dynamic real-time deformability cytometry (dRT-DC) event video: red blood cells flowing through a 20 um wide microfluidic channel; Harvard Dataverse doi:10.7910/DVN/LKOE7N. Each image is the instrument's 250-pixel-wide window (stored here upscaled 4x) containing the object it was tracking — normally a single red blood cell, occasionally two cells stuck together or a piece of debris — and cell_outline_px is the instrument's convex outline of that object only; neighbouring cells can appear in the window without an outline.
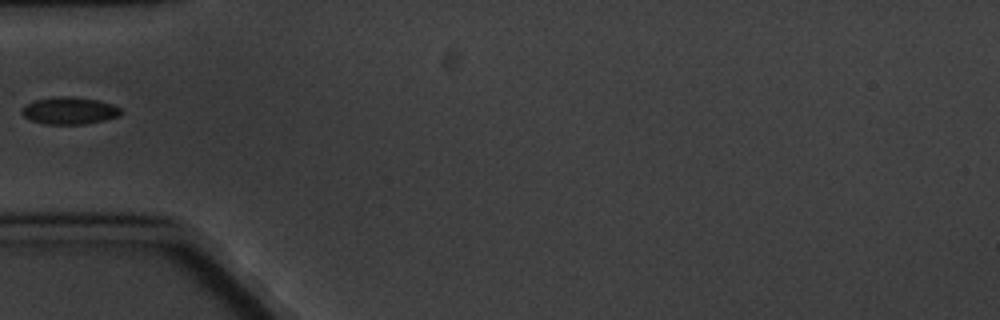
{"species": "common noctule bat (a hibernating species)", "species_latin": "Nyctalus noctula", "temperature_condition": "cold", "stored_images_in_passage": 9, "segment_of_instrument_passage": [2, 2], "camera_frame_rate_fps": 3000, "um_per_image_px": 0.085, "animal": {"sex": "male", "body_mass_g": 20.1, "forearm_length_mm": 53.5}, "frame": {"image": 1, "passage_image": 4, "time_ms": 3.667, "image_size_px": [1000, 320], "cell_outline_px": [[124, 112], [120, 116], [104, 120], [84, 124], [44, 124], [28, 120], [20, 112], [20, 108], [24, 104], [36, 100], [60, 96], [72, 96], [96, 100], [112, 104], [120, 108]], "centroid_in_image_um": [5.87, 9.41], "position_along_channel_um": 79.1, "area_um2": 15.9}}